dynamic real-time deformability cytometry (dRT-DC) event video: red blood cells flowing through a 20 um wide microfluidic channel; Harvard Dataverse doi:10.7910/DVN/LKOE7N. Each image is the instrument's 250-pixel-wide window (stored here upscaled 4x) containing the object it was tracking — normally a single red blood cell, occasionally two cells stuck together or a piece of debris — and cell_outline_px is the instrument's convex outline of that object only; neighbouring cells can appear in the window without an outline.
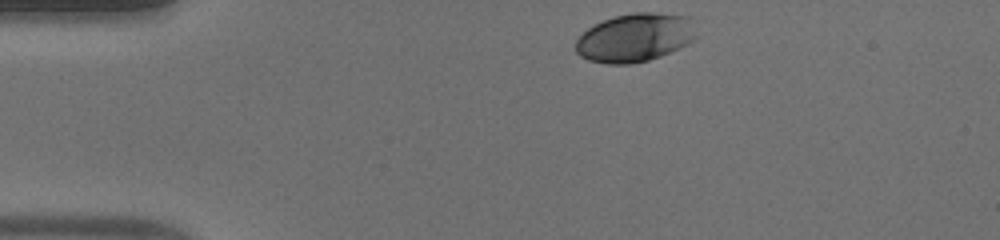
{"species": "human", "species_latin": "Homo sapiens", "temperature_condition": "warm", "stored_images_in_passage": 35, "camera_frame_rate_fps": 3000, "um_per_image_px": 0.085, "donor": {"sex": "male"}, "frame": {"image": 1, "passage_image": 1, "time_ms": 0.0, "image_size_px": [1000, 240], "cell_outline_px": [[700, 36], [696, 40], [688, 44], [660, 56], [648, 60], [632, 64], [608, 64], [588, 60], [580, 56], [576, 52], [576, 40], [588, 28], [604, 20], [616, 16], [632, 12], [652, 12], [688, 16]], "centroid_in_image_um": [54.02, 3.2], "position_along_channel_um": 31.0, "area_um2": 34.28}}
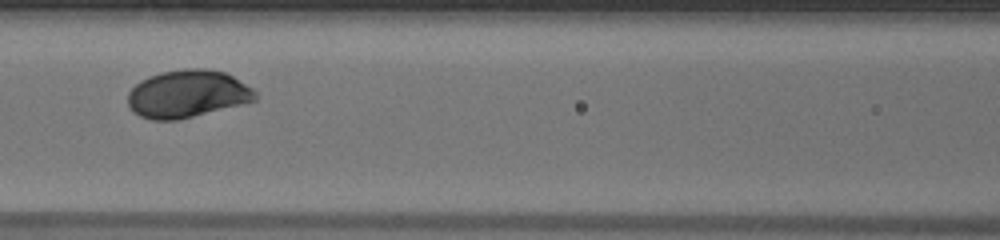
{"frame": {"image": 2, "passage_image": 15, "time_ms": 4.667, "image_size_px": [1000, 240], "cell_outline_px": [[256, 100], [244, 104], [176, 120], [152, 120], [140, 116], [132, 112], [128, 104], [128, 92], [140, 80], [148, 76], [160, 72], [184, 68], [204, 68], [224, 72], [232, 76], [252, 88], [256, 92]], "centroid_in_image_um": [15.91, 7.98], "position_along_channel_um": 150.7, "area_um2": 35.43}}
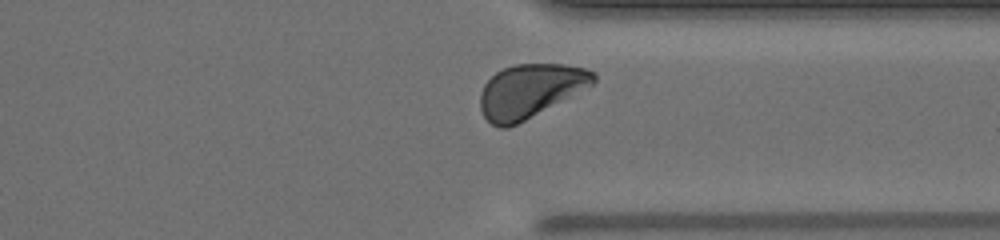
{"frame": {"image": 3, "passage_image": 32, "time_ms": 10.333, "image_size_px": [1000, 240], "cell_outline_px": [[596, 80], [592, 84], [524, 120], [508, 128], [500, 128], [492, 124], [484, 116], [480, 108], [480, 92], [484, 84], [496, 72], [504, 68], [516, 64], [564, 64], [584, 68], [596, 72]], "centroid_in_image_um": [45.02, 7.71], "position_along_channel_um": 366.4, "area_um2": 34.8}, "authors_computed_cell_mechanics": {"area_um2": 34.4488, "velocity_mm_per_s": 3.8128, "shape_relaxation_time_tau1_ms": 1.9542, "shape_relaxation_time_tau2_ms": null, "deformation_change_tau1": 0.136, "deformation_change_tau2": null}}